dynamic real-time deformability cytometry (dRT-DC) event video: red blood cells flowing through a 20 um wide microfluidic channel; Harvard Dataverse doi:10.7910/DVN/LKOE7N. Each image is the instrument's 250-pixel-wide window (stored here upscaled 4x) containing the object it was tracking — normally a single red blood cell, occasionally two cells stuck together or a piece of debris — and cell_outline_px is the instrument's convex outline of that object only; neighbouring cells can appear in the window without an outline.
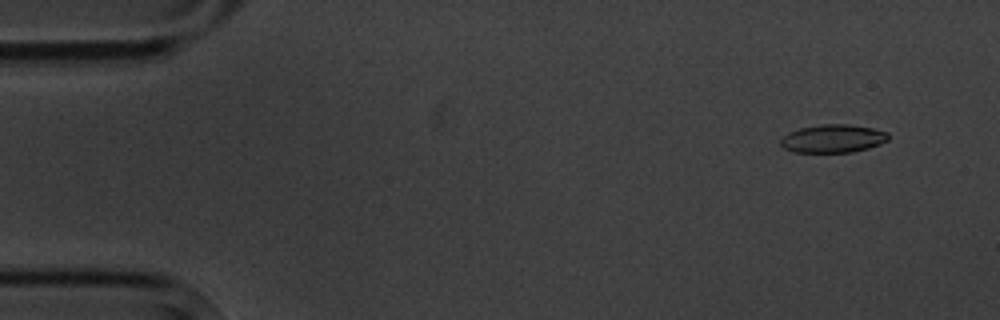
{"species": "common noctule bat (a hibernating species)", "species_latin": "Nyctalus noctula", "temperature_condition": "cold", "stored_images_in_passage": 6, "camera_frame_rate_fps": 3000, "um_per_image_px": 0.085, "animal": {"sex": "male", "body_mass_g": 20.1, "forearm_length_mm": 53.5}, "frame": {"image": 1, "passage_image": 2, "time_ms": 1.0, "image_size_px": [1000, 320], "cell_outline_px": [[888, 140], [880, 144], [868, 148], [852, 152], [792, 152], [784, 148], [780, 144], [780, 140], [788, 132], [800, 128], [820, 124], [848, 124], [872, 128], [888, 132]], "centroid_in_image_um": [70.79, 11.78], "position_along_channel_um": 14.2, "area_um2": 17.69}}
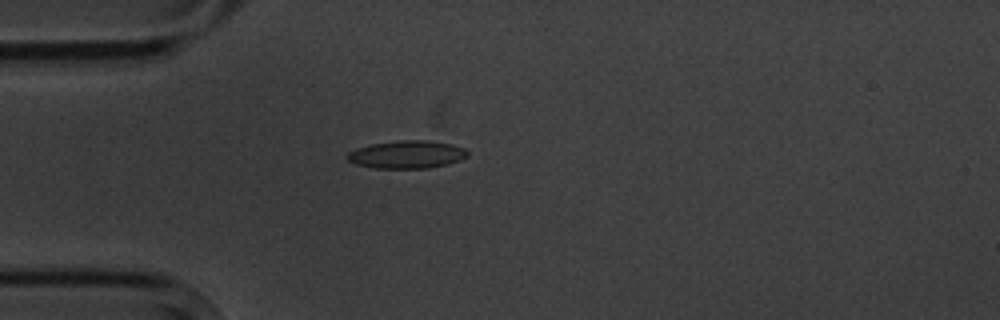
{"frame": {"image": 2, "passage_image": 5, "time_ms": 4.667, "image_size_px": [1000, 320], "cell_outline_px": [[468, 156], [460, 160], [428, 168], [376, 168], [356, 164], [348, 160], [344, 156], [348, 152], [356, 148], [372, 144], [400, 140], [428, 140], [452, 144], [464, 148], [468, 152]], "centroid_in_image_um": [34.56, 13.12], "position_along_channel_um": 50.4, "area_um2": 19.42}}